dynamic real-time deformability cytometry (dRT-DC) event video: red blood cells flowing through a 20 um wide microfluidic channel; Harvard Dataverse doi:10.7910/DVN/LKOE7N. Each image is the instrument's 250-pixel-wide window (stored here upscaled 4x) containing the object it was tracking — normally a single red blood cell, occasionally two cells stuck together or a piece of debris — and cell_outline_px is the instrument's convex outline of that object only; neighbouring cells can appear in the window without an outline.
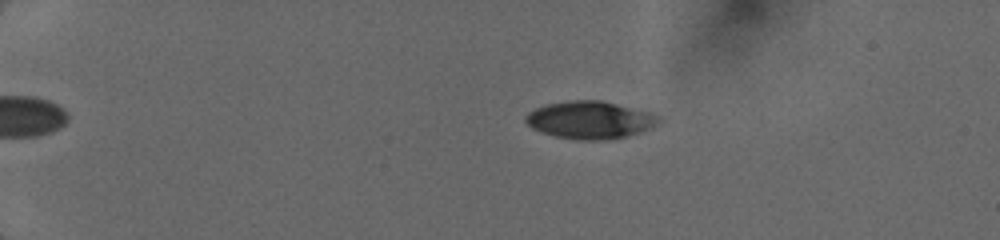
{"species": "human", "species_latin": "Homo sapiens", "temperature_condition": "cold", "stored_images_in_passage": 57, "camera_frame_rate_fps": 3000, "um_per_image_px": 0.085, "donor": {"sex": "female"}, "frame": {"image": 1, "passage_image": 8, "time_ms": 3.667, "image_size_px": [1000, 240], "cell_outline_px": [[664, 120], [660, 124], [640, 132], [624, 136], [596, 140], [580, 140], [556, 136], [532, 128], [524, 120], [524, 116], [528, 112], [544, 104], [572, 100], [600, 100], [652, 112], [660, 116]], "centroid_in_image_um": [50.19, 10.18], "position_along_channel_um": 34.8, "area_um2": 29.13}}
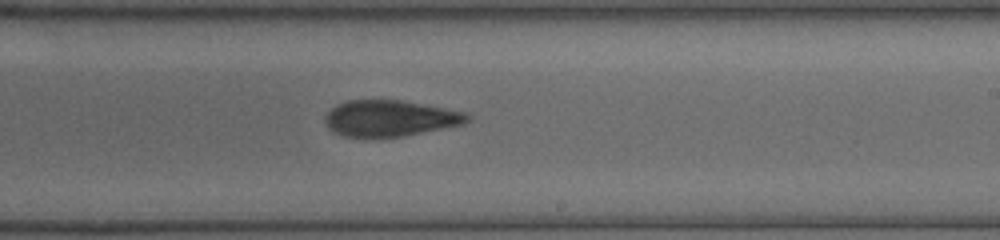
{"frame": {"image": 2, "passage_image": 35, "time_ms": 11.0, "image_size_px": [1000, 240], "cell_outline_px": [[472, 120], [464, 124], [404, 136], [340, 136], [332, 132], [328, 128], [324, 120], [324, 116], [336, 104], [348, 100], [400, 100], [468, 112]], "centroid_in_image_um": [33.16, 10.05], "position_along_channel_um": 255.8, "area_um2": 30.0}}
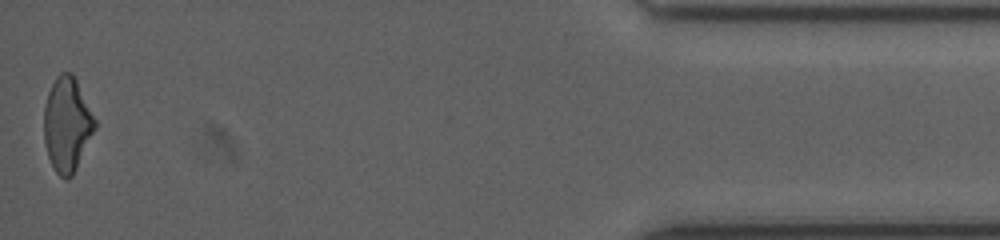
{"frame": {"image": 3, "passage_image": 57, "time_ms": 16.667, "image_size_px": [1000, 240], "cell_outline_px": [[96, 128], [72, 176], [64, 180], [56, 172], [48, 156], [44, 140], [44, 108], [48, 92], [56, 76], [60, 72], [72, 72], [96, 120]], "centroid_in_image_um": [5.69, 10.57], "position_along_channel_um": 429.5, "area_um2": 27.8}}